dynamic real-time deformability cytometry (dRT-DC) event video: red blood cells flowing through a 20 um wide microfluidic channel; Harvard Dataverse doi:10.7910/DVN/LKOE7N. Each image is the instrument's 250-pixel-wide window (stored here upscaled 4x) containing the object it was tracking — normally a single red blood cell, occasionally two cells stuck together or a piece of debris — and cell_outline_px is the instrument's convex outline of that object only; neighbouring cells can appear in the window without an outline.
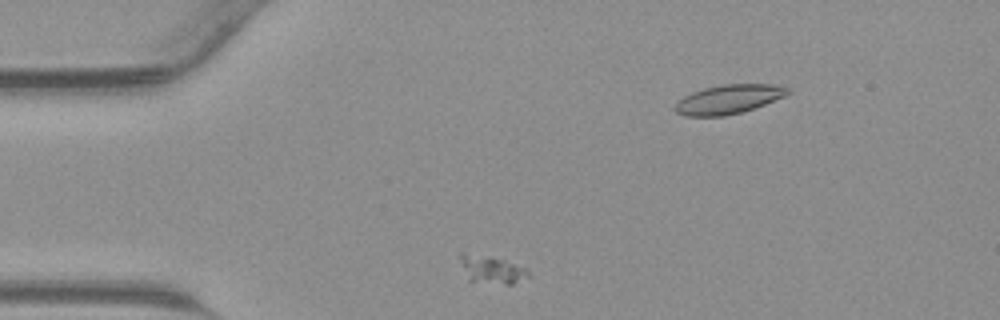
{"species": "common noctule bat (a hibernating species)", "species_latin": "Nyctalus noctula", "temperature_condition": "warm", "stored_images_in_passage": 34, "camera_frame_rate_fps": 3000, "um_per_image_px": 0.085, "animal": {"sex": "male", "body_mass_g": 23.1, "forearm_length_mm": 52.7}, "frame": {"image": 1, "passage_image": 7, "time_ms": 2.0, "image_size_px": [1000, 320], "cell_outline_px": [[528, 276], [512, 284], [508, 284], [468, 280], [460, 260], [460, 252], [464, 252], [504, 260], [528, 268]], "centroid_in_image_um": [41.79, 22.9], "position_along_channel_um": 43.2, "area_um2": 10.64}}
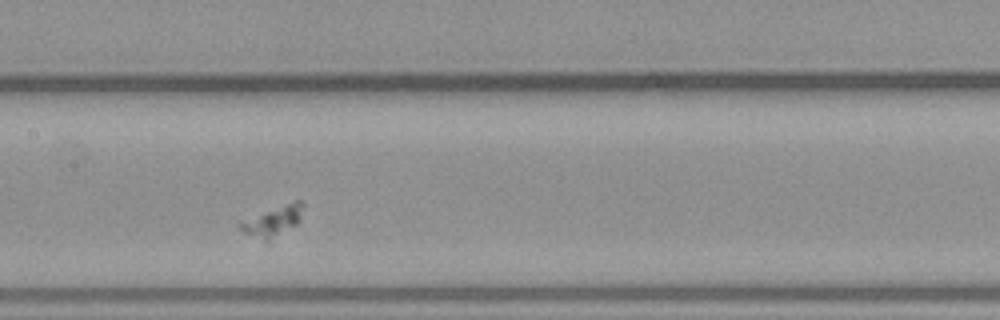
{"frame": {"image": 2, "passage_image": 18, "time_ms": 5.667, "image_size_px": [1000, 320], "cell_outline_px": [[304, 204], [300, 220], [296, 224], [268, 244], [264, 244], [244, 232], [236, 224], [240, 220], [296, 200], [300, 200]], "centroid_in_image_um": [23.16, 18.86], "position_along_channel_um": 184.2, "area_um2": 11.5}}
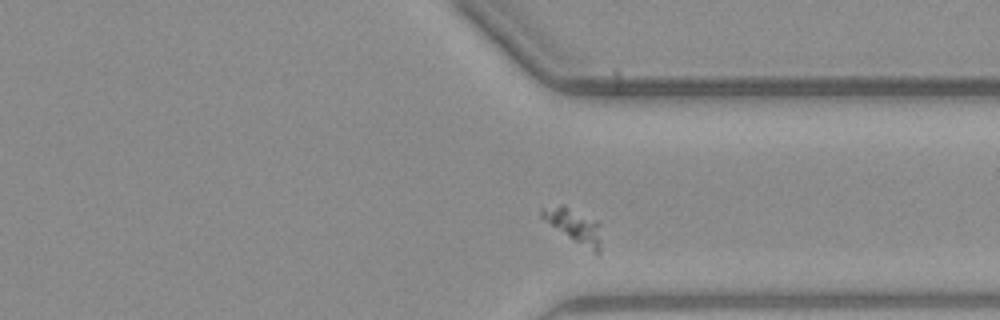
{"frame": {"image": 3, "passage_image": 30, "time_ms": 9.667, "image_size_px": [1000, 320], "cell_outline_px": [[600, 252], [596, 256], [540, 216], [540, 208], [560, 204], [596, 220], [600, 224]], "centroid_in_image_um": [48.84, 19.22], "position_along_channel_um": 362.6, "area_um2": 11.5}}